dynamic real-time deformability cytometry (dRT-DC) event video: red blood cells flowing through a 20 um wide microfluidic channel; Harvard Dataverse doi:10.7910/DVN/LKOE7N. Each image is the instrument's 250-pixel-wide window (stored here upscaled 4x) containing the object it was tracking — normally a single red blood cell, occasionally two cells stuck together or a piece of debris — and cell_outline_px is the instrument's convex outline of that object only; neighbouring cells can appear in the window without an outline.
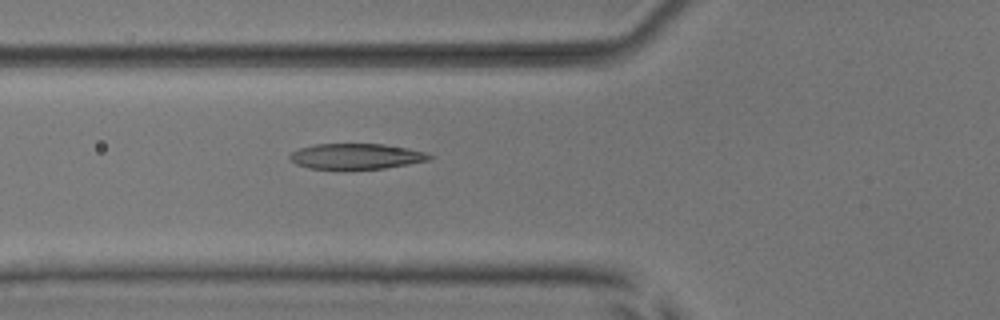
{"species": "common noctule bat (a hibernating species)", "species_latin": "Nyctalus noctula", "temperature_condition": "room temperature", "stored_images_in_passage": 5, "camera_frame_rate_fps": 3000, "um_per_image_px": 0.085, "animal": {"sex": "male", "body_mass_g": 17.9, "forearm_length_mm": 54.2}, "frame": {"image": 1, "passage_image": 5, "time_ms": 4.667, "image_size_px": [1000, 320], "cell_outline_px": [[436, 156], [428, 160], [408, 164], [384, 168], [308, 168], [296, 164], [288, 160], [288, 156], [292, 152], [300, 148], [316, 144], [384, 144], [408, 148], [424, 152]], "centroid_in_image_um": [30.27, 13.27], "position_along_channel_um": 95.5, "area_um2": 20.58}}